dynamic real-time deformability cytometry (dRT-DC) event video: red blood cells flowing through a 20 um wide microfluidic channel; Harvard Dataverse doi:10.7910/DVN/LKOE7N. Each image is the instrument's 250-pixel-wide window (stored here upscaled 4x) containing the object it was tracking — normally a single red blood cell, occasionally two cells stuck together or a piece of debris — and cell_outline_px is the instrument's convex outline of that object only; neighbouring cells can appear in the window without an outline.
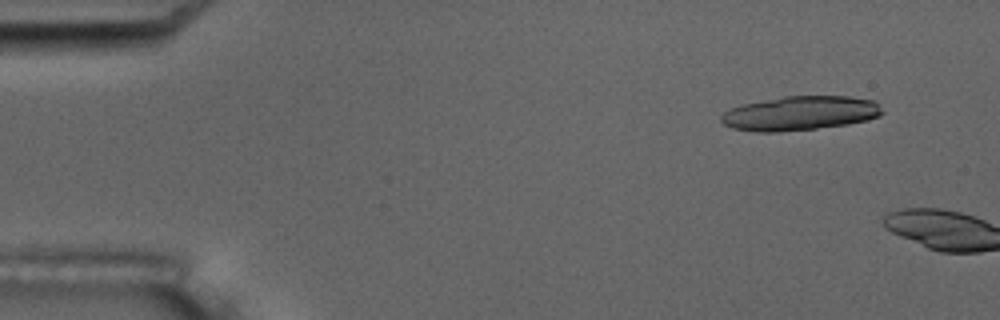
{"species": "common noctule bat (a hibernating species)", "species_latin": "Nyctalus noctula", "temperature_condition": "room temperature", "stored_images_in_passage": 6, "camera_frame_rate_fps": 3000, "um_per_image_px": 0.085, "animal": {"sex": "male", "body_mass_g": 17.5, "forearm_length_mm": 52.3}, "frame": {"image": 1, "passage_image": 6, "time_ms": 6.667, "image_size_px": [1000, 320], "cell_outline_px": [[884, 112], [880, 116], [868, 120], [848, 124], [816, 128], [776, 132], [756, 132], [732, 128], [724, 124], [720, 120], [720, 116], [724, 112], [732, 108], [744, 104], [784, 96], [848, 96], [872, 100]], "centroid_in_image_um": [68.0, 9.63], "position_along_channel_um": 17.0, "area_um2": 31.96}}